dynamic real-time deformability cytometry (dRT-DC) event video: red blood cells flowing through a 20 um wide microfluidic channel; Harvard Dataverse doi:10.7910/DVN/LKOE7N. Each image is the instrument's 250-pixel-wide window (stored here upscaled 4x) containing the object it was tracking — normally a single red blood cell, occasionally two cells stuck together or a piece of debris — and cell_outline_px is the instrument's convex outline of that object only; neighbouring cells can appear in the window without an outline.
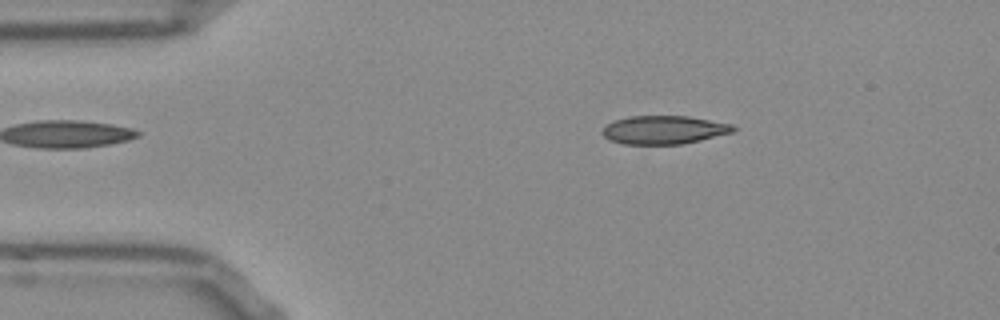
{"species": "Egyptian fruit bat (a non-hibernating species)", "species_latin": "Rousettus aegyptiacus", "temperature_condition": "room temperature", "stored_images_in_passage": 51, "camera_frame_rate_fps": 3000, "um_per_image_px": 0.085, "frame": {"image": 1, "passage_image": 8, "time_ms": 2.333, "image_size_px": [1000, 320], "cell_outline_px": [[736, 128], [732, 132], [700, 140], [680, 144], [624, 144], [608, 140], [600, 132], [608, 124], [616, 120], [628, 116], [688, 116], [732, 124]], "centroid_in_image_um": [56.41, 11.04], "position_along_channel_um": 28.6, "area_um2": 21.5}}
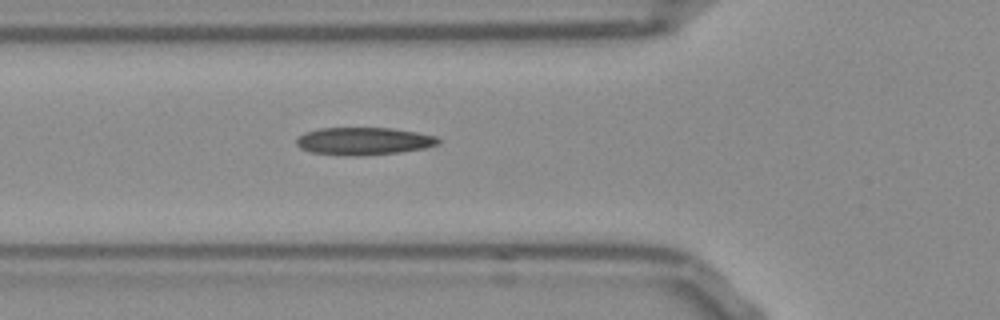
{"frame": {"image": 2, "passage_image": 17, "time_ms": 5.333, "image_size_px": [1000, 320], "cell_outline_px": [[440, 144], [424, 148], [400, 152], [352, 156], [344, 156], [312, 152], [300, 148], [296, 144], [296, 140], [304, 132], [320, 128], [392, 128], [416, 132], [436, 136], [440, 140]], "centroid_in_image_um": [30.91, 11.99], "position_along_channel_um": 94.9, "area_um2": 22.77}}
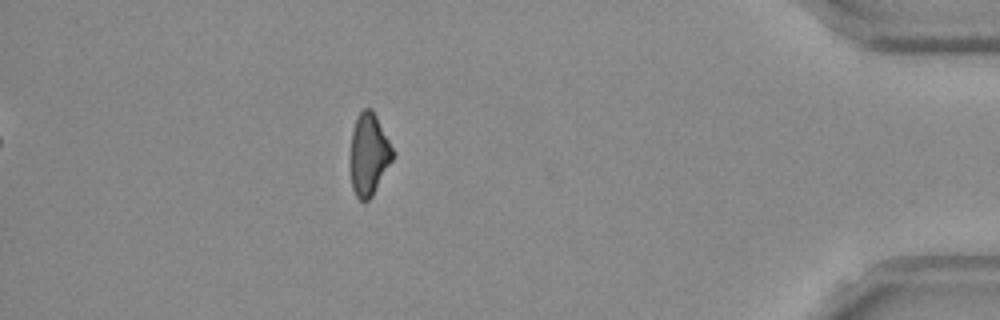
{"frame": {"image": 3, "passage_image": 45, "time_ms": 14.667, "image_size_px": [1000, 320], "cell_outline_px": [[396, 156], [372, 196], [364, 204], [356, 196], [352, 188], [352, 132], [356, 120], [360, 112], [364, 108], [372, 108], [396, 152]], "centroid_in_image_um": [31.42, 13.14], "position_along_channel_um": 403.8, "area_um2": 20.23}, "authors_computed_cell_mechanics": {"area_um2": 21.7906, "velocity_mm_per_s": 3.8476, "shape_relaxation_time_tau1_ms": 6.373, "shape_relaxation_time_tau2_ms": 4.6731, "deformation_change_tau1": 0.1746, "deformation_change_tau2": 0.143}}